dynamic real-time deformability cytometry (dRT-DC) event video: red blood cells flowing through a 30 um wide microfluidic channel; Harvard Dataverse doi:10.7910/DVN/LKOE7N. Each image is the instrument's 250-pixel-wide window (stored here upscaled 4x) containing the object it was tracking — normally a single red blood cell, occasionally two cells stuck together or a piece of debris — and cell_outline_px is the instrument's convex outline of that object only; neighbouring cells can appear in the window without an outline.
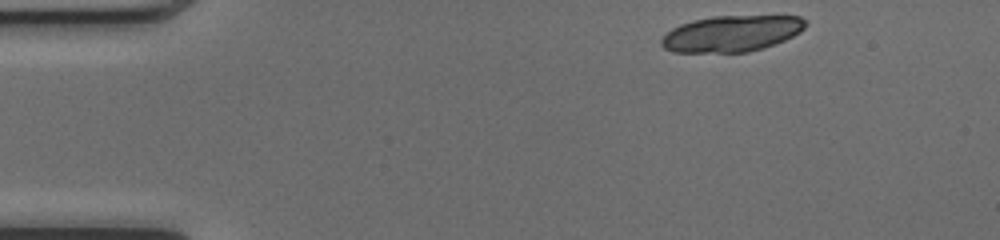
{"species": "common noctule bat (a hibernating species)", "species_latin": "Nyctalus noctula", "temperature_condition": "cold", "stored_images_in_passage": 15, "camera_frame_rate_fps": 3000, "um_per_image_px": 0.085, "animal": {"sex": "female", "body_mass_g": 17.0, "forearm_length_mm": 48.0}, "frame": {"image": 1, "passage_image": 1, "time_ms": 0.0, "image_size_px": [1000, 240], "cell_outline_px": [[808, 24], [800, 32], [784, 40], [764, 48], [748, 52], [672, 52], [664, 48], [660, 44], [660, 40], [672, 28], [680, 24], [692, 20], [712, 16], [800, 16], [808, 20]], "centroid_in_image_um": [62.19, 2.85], "position_along_channel_um": 22.8, "area_um2": 30.52}}